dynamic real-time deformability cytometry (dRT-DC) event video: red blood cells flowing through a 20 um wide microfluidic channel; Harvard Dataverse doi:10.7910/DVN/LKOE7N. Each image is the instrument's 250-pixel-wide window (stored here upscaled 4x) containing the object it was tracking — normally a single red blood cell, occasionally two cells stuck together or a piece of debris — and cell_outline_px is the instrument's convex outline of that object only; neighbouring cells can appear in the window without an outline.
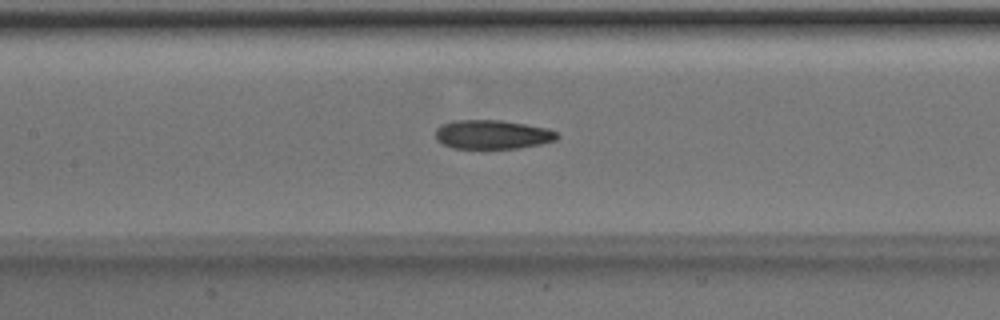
{"species": "Egyptian fruit bat (a non-hibernating species)", "species_latin": "Rousettus aegyptiacus", "temperature_condition": "room temperature", "stored_images_in_passage": 50, "camera_frame_rate_fps": 3000, "um_per_image_px": 0.085, "animal": {"sex": "male"}, "frame": {"image": 1, "passage_image": 23, "time_ms": 7.333, "image_size_px": [1000, 320], "cell_outline_px": [[560, 136], [556, 140], [540, 144], [520, 148], [452, 148], [440, 144], [436, 140], [436, 128], [444, 124], [460, 120], [500, 120], [548, 128], [556, 132]], "centroid_in_image_um": [41.86, 11.44], "position_along_channel_um": 165.5, "area_um2": 20.52}}
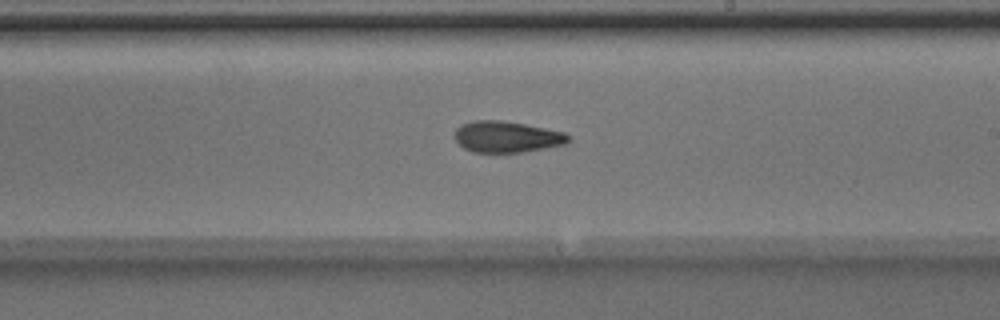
{"frame": {"image": 2, "passage_image": 29, "time_ms": 9.333, "image_size_px": [1000, 320], "cell_outline_px": [[568, 144], [524, 152], [472, 152], [464, 148], [456, 140], [456, 128], [460, 124], [472, 120], [500, 120], [524, 124], [564, 132], [568, 136]], "centroid_in_image_um": [43.07, 11.63], "position_along_channel_um": 245.9, "area_um2": 20.63}}
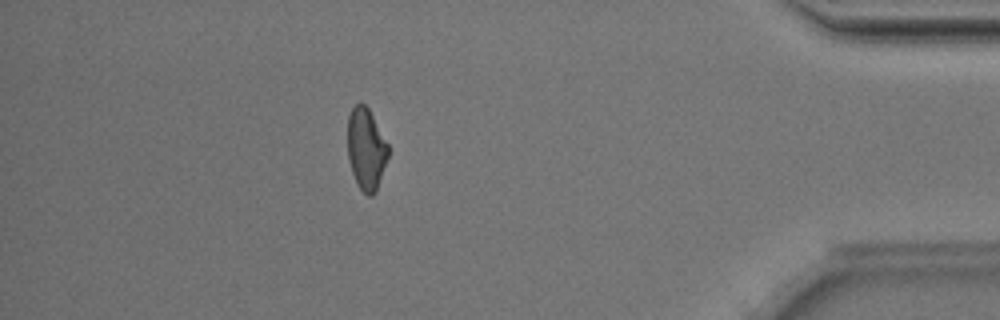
{"frame": {"image": 3, "passage_image": 44, "time_ms": 14.333, "image_size_px": [1000, 320], "cell_outline_px": [[388, 156], [376, 192], [372, 196], [368, 196], [360, 188], [352, 172], [348, 160], [348, 116], [352, 108], [360, 100], [368, 108], [388, 144]], "centroid_in_image_um": [31.11, 12.65], "position_along_channel_um": 404.1, "area_um2": 19.19}, "authors_computed_cell_mechanics": {"area_um2": 20.6346, "velocity_mm_per_s": 4.0416, "shape_relaxation_time_tau1_ms": 6.8611, "shape_relaxation_time_tau2_ms": 3.1111, "deformation_change_tau1": 0.162, "deformation_change_tau2": 0.1013}}